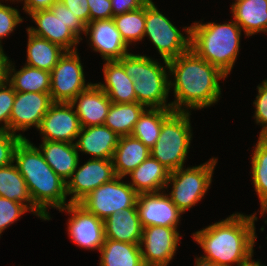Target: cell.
<instances>
[{
	"label": "cell",
	"mask_w": 267,
	"mask_h": 266,
	"mask_svg": "<svg viewBox=\"0 0 267 266\" xmlns=\"http://www.w3.org/2000/svg\"><path fill=\"white\" fill-rule=\"evenodd\" d=\"M19 13L18 9L14 7L0 4V49H3L1 45L2 38L9 36L16 26L23 22Z\"/></svg>",
	"instance_id": "74e56055"
},
{
	"label": "cell",
	"mask_w": 267,
	"mask_h": 266,
	"mask_svg": "<svg viewBox=\"0 0 267 266\" xmlns=\"http://www.w3.org/2000/svg\"><path fill=\"white\" fill-rule=\"evenodd\" d=\"M251 157L252 181L258 194L263 216L267 212V137L259 136Z\"/></svg>",
	"instance_id": "d6a6232c"
},
{
	"label": "cell",
	"mask_w": 267,
	"mask_h": 266,
	"mask_svg": "<svg viewBox=\"0 0 267 266\" xmlns=\"http://www.w3.org/2000/svg\"><path fill=\"white\" fill-rule=\"evenodd\" d=\"M105 84L96 83L112 103L137 102L134 83L118 61H105L103 66Z\"/></svg>",
	"instance_id": "7402d4cb"
},
{
	"label": "cell",
	"mask_w": 267,
	"mask_h": 266,
	"mask_svg": "<svg viewBox=\"0 0 267 266\" xmlns=\"http://www.w3.org/2000/svg\"><path fill=\"white\" fill-rule=\"evenodd\" d=\"M14 163L27 184L33 204L48 220L51 219L48 207L61 209L69 204L66 203V181L55 173L29 139H22L17 145Z\"/></svg>",
	"instance_id": "3957f363"
},
{
	"label": "cell",
	"mask_w": 267,
	"mask_h": 266,
	"mask_svg": "<svg viewBox=\"0 0 267 266\" xmlns=\"http://www.w3.org/2000/svg\"><path fill=\"white\" fill-rule=\"evenodd\" d=\"M23 10L29 15L38 10L50 9L58 0H22Z\"/></svg>",
	"instance_id": "7bdbcfd3"
},
{
	"label": "cell",
	"mask_w": 267,
	"mask_h": 266,
	"mask_svg": "<svg viewBox=\"0 0 267 266\" xmlns=\"http://www.w3.org/2000/svg\"><path fill=\"white\" fill-rule=\"evenodd\" d=\"M113 17L142 7L148 0H110Z\"/></svg>",
	"instance_id": "b9f144b4"
},
{
	"label": "cell",
	"mask_w": 267,
	"mask_h": 266,
	"mask_svg": "<svg viewBox=\"0 0 267 266\" xmlns=\"http://www.w3.org/2000/svg\"><path fill=\"white\" fill-rule=\"evenodd\" d=\"M118 62L124 67L126 74L132 78L134 92L139 104L146 108L172 109L166 103L169 88L168 61L162 66L157 60L146 55L129 53ZM167 69H166V68Z\"/></svg>",
	"instance_id": "5b68a950"
},
{
	"label": "cell",
	"mask_w": 267,
	"mask_h": 266,
	"mask_svg": "<svg viewBox=\"0 0 267 266\" xmlns=\"http://www.w3.org/2000/svg\"><path fill=\"white\" fill-rule=\"evenodd\" d=\"M58 210L67 211L71 215L67 220V231L73 243L86 250L101 249L105 240L104 220L96 217L80 203H69Z\"/></svg>",
	"instance_id": "4fadbf2b"
},
{
	"label": "cell",
	"mask_w": 267,
	"mask_h": 266,
	"mask_svg": "<svg viewBox=\"0 0 267 266\" xmlns=\"http://www.w3.org/2000/svg\"><path fill=\"white\" fill-rule=\"evenodd\" d=\"M0 196L14 202H21L31 210V213L42 220H48L33 204L27 184L14 162L0 167Z\"/></svg>",
	"instance_id": "4316f807"
},
{
	"label": "cell",
	"mask_w": 267,
	"mask_h": 266,
	"mask_svg": "<svg viewBox=\"0 0 267 266\" xmlns=\"http://www.w3.org/2000/svg\"><path fill=\"white\" fill-rule=\"evenodd\" d=\"M111 103L107 94L96 83H92L70 102L81 127L104 125Z\"/></svg>",
	"instance_id": "d6986e66"
},
{
	"label": "cell",
	"mask_w": 267,
	"mask_h": 266,
	"mask_svg": "<svg viewBox=\"0 0 267 266\" xmlns=\"http://www.w3.org/2000/svg\"><path fill=\"white\" fill-rule=\"evenodd\" d=\"M39 150L55 173L66 182L80 162L75 143L42 140Z\"/></svg>",
	"instance_id": "603a6c76"
},
{
	"label": "cell",
	"mask_w": 267,
	"mask_h": 266,
	"mask_svg": "<svg viewBox=\"0 0 267 266\" xmlns=\"http://www.w3.org/2000/svg\"><path fill=\"white\" fill-rule=\"evenodd\" d=\"M10 59L4 54V50L0 49V87L8 82V67Z\"/></svg>",
	"instance_id": "ee69618b"
},
{
	"label": "cell",
	"mask_w": 267,
	"mask_h": 266,
	"mask_svg": "<svg viewBox=\"0 0 267 266\" xmlns=\"http://www.w3.org/2000/svg\"><path fill=\"white\" fill-rule=\"evenodd\" d=\"M99 252L101 254L99 266H145L140 244L105 238Z\"/></svg>",
	"instance_id": "f1b7e54d"
},
{
	"label": "cell",
	"mask_w": 267,
	"mask_h": 266,
	"mask_svg": "<svg viewBox=\"0 0 267 266\" xmlns=\"http://www.w3.org/2000/svg\"><path fill=\"white\" fill-rule=\"evenodd\" d=\"M66 182L67 195H71L69 203H80L93 190L116 176L112 159L90 158L79 166Z\"/></svg>",
	"instance_id": "7c38bea8"
},
{
	"label": "cell",
	"mask_w": 267,
	"mask_h": 266,
	"mask_svg": "<svg viewBox=\"0 0 267 266\" xmlns=\"http://www.w3.org/2000/svg\"><path fill=\"white\" fill-rule=\"evenodd\" d=\"M150 156V149L132 135L119 137L112 162L116 176L124 178Z\"/></svg>",
	"instance_id": "d4e9b609"
},
{
	"label": "cell",
	"mask_w": 267,
	"mask_h": 266,
	"mask_svg": "<svg viewBox=\"0 0 267 266\" xmlns=\"http://www.w3.org/2000/svg\"><path fill=\"white\" fill-rule=\"evenodd\" d=\"M105 238L140 244L143 227L137 207H129L114 213L104 220Z\"/></svg>",
	"instance_id": "44dd1931"
},
{
	"label": "cell",
	"mask_w": 267,
	"mask_h": 266,
	"mask_svg": "<svg viewBox=\"0 0 267 266\" xmlns=\"http://www.w3.org/2000/svg\"><path fill=\"white\" fill-rule=\"evenodd\" d=\"M164 191L138 194L136 207L143 228L163 226L177 229L183 213Z\"/></svg>",
	"instance_id": "9a60e30c"
},
{
	"label": "cell",
	"mask_w": 267,
	"mask_h": 266,
	"mask_svg": "<svg viewBox=\"0 0 267 266\" xmlns=\"http://www.w3.org/2000/svg\"><path fill=\"white\" fill-rule=\"evenodd\" d=\"M146 107L138 102L111 103L104 125L118 136L131 135Z\"/></svg>",
	"instance_id": "4dcf8cb0"
},
{
	"label": "cell",
	"mask_w": 267,
	"mask_h": 266,
	"mask_svg": "<svg viewBox=\"0 0 267 266\" xmlns=\"http://www.w3.org/2000/svg\"><path fill=\"white\" fill-rule=\"evenodd\" d=\"M28 33L27 60L25 65L51 72L66 52L61 46L45 38Z\"/></svg>",
	"instance_id": "83f0119b"
},
{
	"label": "cell",
	"mask_w": 267,
	"mask_h": 266,
	"mask_svg": "<svg viewBox=\"0 0 267 266\" xmlns=\"http://www.w3.org/2000/svg\"><path fill=\"white\" fill-rule=\"evenodd\" d=\"M8 83L16 92L49 93L51 88L50 72L24 65L15 70L10 61L8 67Z\"/></svg>",
	"instance_id": "f546056e"
},
{
	"label": "cell",
	"mask_w": 267,
	"mask_h": 266,
	"mask_svg": "<svg viewBox=\"0 0 267 266\" xmlns=\"http://www.w3.org/2000/svg\"><path fill=\"white\" fill-rule=\"evenodd\" d=\"M16 96V91L7 82L0 87V122H4L0 129L10 132V115Z\"/></svg>",
	"instance_id": "f35d334b"
},
{
	"label": "cell",
	"mask_w": 267,
	"mask_h": 266,
	"mask_svg": "<svg viewBox=\"0 0 267 266\" xmlns=\"http://www.w3.org/2000/svg\"><path fill=\"white\" fill-rule=\"evenodd\" d=\"M87 2L90 10V21L113 18L110 0H87Z\"/></svg>",
	"instance_id": "ab89813d"
},
{
	"label": "cell",
	"mask_w": 267,
	"mask_h": 266,
	"mask_svg": "<svg viewBox=\"0 0 267 266\" xmlns=\"http://www.w3.org/2000/svg\"><path fill=\"white\" fill-rule=\"evenodd\" d=\"M172 112V109L146 108L136 122L131 135L151 149L158 140L163 121Z\"/></svg>",
	"instance_id": "1f68e13d"
},
{
	"label": "cell",
	"mask_w": 267,
	"mask_h": 266,
	"mask_svg": "<svg viewBox=\"0 0 267 266\" xmlns=\"http://www.w3.org/2000/svg\"><path fill=\"white\" fill-rule=\"evenodd\" d=\"M258 94L253 105L255 106L254 118L256 124L262 128L259 136L267 137V80H263L261 85L257 86Z\"/></svg>",
	"instance_id": "8d00e7d4"
},
{
	"label": "cell",
	"mask_w": 267,
	"mask_h": 266,
	"mask_svg": "<svg viewBox=\"0 0 267 266\" xmlns=\"http://www.w3.org/2000/svg\"><path fill=\"white\" fill-rule=\"evenodd\" d=\"M179 235L177 229L171 227L148 226L143 228L140 248L144 265L167 266L176 253L181 237Z\"/></svg>",
	"instance_id": "5bb4252c"
},
{
	"label": "cell",
	"mask_w": 267,
	"mask_h": 266,
	"mask_svg": "<svg viewBox=\"0 0 267 266\" xmlns=\"http://www.w3.org/2000/svg\"><path fill=\"white\" fill-rule=\"evenodd\" d=\"M190 28H183L187 34L184 36L169 18L157 9L152 0L145 3L144 37L147 36L151 40L163 61L177 58L190 49Z\"/></svg>",
	"instance_id": "9c48e42d"
},
{
	"label": "cell",
	"mask_w": 267,
	"mask_h": 266,
	"mask_svg": "<svg viewBox=\"0 0 267 266\" xmlns=\"http://www.w3.org/2000/svg\"><path fill=\"white\" fill-rule=\"evenodd\" d=\"M54 102L50 93L16 92L11 115L10 132L39 128L43 117Z\"/></svg>",
	"instance_id": "e0dca14e"
},
{
	"label": "cell",
	"mask_w": 267,
	"mask_h": 266,
	"mask_svg": "<svg viewBox=\"0 0 267 266\" xmlns=\"http://www.w3.org/2000/svg\"><path fill=\"white\" fill-rule=\"evenodd\" d=\"M28 211L31 210L21 202H14L0 196V236L8 226L14 224L22 214Z\"/></svg>",
	"instance_id": "e575fe53"
},
{
	"label": "cell",
	"mask_w": 267,
	"mask_h": 266,
	"mask_svg": "<svg viewBox=\"0 0 267 266\" xmlns=\"http://www.w3.org/2000/svg\"><path fill=\"white\" fill-rule=\"evenodd\" d=\"M29 16L37 25V28H26L30 33L45 38L66 51L78 50L76 45L83 40L80 35L85 33L86 25L63 2L58 0L50 9L38 10Z\"/></svg>",
	"instance_id": "8992f818"
},
{
	"label": "cell",
	"mask_w": 267,
	"mask_h": 266,
	"mask_svg": "<svg viewBox=\"0 0 267 266\" xmlns=\"http://www.w3.org/2000/svg\"><path fill=\"white\" fill-rule=\"evenodd\" d=\"M122 177L102 184L80 204L96 217L105 220L110 215L129 207H136L138 193L129 183L121 181Z\"/></svg>",
	"instance_id": "30bf717a"
},
{
	"label": "cell",
	"mask_w": 267,
	"mask_h": 266,
	"mask_svg": "<svg viewBox=\"0 0 267 266\" xmlns=\"http://www.w3.org/2000/svg\"><path fill=\"white\" fill-rule=\"evenodd\" d=\"M73 106L66 102H54L38 128L43 140L74 143L81 130L79 118Z\"/></svg>",
	"instance_id": "2e32d148"
},
{
	"label": "cell",
	"mask_w": 267,
	"mask_h": 266,
	"mask_svg": "<svg viewBox=\"0 0 267 266\" xmlns=\"http://www.w3.org/2000/svg\"><path fill=\"white\" fill-rule=\"evenodd\" d=\"M128 175L129 184L138 194L151 193L166 189L170 171L150 155Z\"/></svg>",
	"instance_id": "484cf974"
},
{
	"label": "cell",
	"mask_w": 267,
	"mask_h": 266,
	"mask_svg": "<svg viewBox=\"0 0 267 266\" xmlns=\"http://www.w3.org/2000/svg\"><path fill=\"white\" fill-rule=\"evenodd\" d=\"M231 12L245 36L267 33V0H237L232 3Z\"/></svg>",
	"instance_id": "cb8c5ba5"
},
{
	"label": "cell",
	"mask_w": 267,
	"mask_h": 266,
	"mask_svg": "<svg viewBox=\"0 0 267 266\" xmlns=\"http://www.w3.org/2000/svg\"><path fill=\"white\" fill-rule=\"evenodd\" d=\"M218 159L210 158L199 166L179 168L170 172L166 189L172 184V190L167 194L177 208L184 213L201 201L206 195Z\"/></svg>",
	"instance_id": "ba28073f"
},
{
	"label": "cell",
	"mask_w": 267,
	"mask_h": 266,
	"mask_svg": "<svg viewBox=\"0 0 267 266\" xmlns=\"http://www.w3.org/2000/svg\"><path fill=\"white\" fill-rule=\"evenodd\" d=\"M169 88L175 100L170 102L173 111L203 109L220 100V79L227 77L219 68L199 57L192 49L168 61Z\"/></svg>",
	"instance_id": "6da1fadb"
},
{
	"label": "cell",
	"mask_w": 267,
	"mask_h": 266,
	"mask_svg": "<svg viewBox=\"0 0 267 266\" xmlns=\"http://www.w3.org/2000/svg\"><path fill=\"white\" fill-rule=\"evenodd\" d=\"M256 213L243 215L234 213L219 222L193 233L205 256H200L221 266H238L254 254L257 238Z\"/></svg>",
	"instance_id": "7a4b0ae2"
},
{
	"label": "cell",
	"mask_w": 267,
	"mask_h": 266,
	"mask_svg": "<svg viewBox=\"0 0 267 266\" xmlns=\"http://www.w3.org/2000/svg\"><path fill=\"white\" fill-rule=\"evenodd\" d=\"M117 30L128 46L142 41L145 31V4L139 9L119 14L113 17Z\"/></svg>",
	"instance_id": "836d02e7"
},
{
	"label": "cell",
	"mask_w": 267,
	"mask_h": 266,
	"mask_svg": "<svg viewBox=\"0 0 267 266\" xmlns=\"http://www.w3.org/2000/svg\"><path fill=\"white\" fill-rule=\"evenodd\" d=\"M84 34L90 36V46L100 53L104 61H118L129 54V46L117 30L113 18L90 21Z\"/></svg>",
	"instance_id": "ac0fdd59"
},
{
	"label": "cell",
	"mask_w": 267,
	"mask_h": 266,
	"mask_svg": "<svg viewBox=\"0 0 267 266\" xmlns=\"http://www.w3.org/2000/svg\"><path fill=\"white\" fill-rule=\"evenodd\" d=\"M83 66L78 51H66L51 70L50 95L53 102L70 103L92 83H85Z\"/></svg>",
	"instance_id": "8fae6325"
},
{
	"label": "cell",
	"mask_w": 267,
	"mask_h": 266,
	"mask_svg": "<svg viewBox=\"0 0 267 266\" xmlns=\"http://www.w3.org/2000/svg\"><path fill=\"white\" fill-rule=\"evenodd\" d=\"M195 265L194 266H221L220 264H217L216 262H211L210 260H207L202 257L195 258Z\"/></svg>",
	"instance_id": "f6af8a7d"
},
{
	"label": "cell",
	"mask_w": 267,
	"mask_h": 266,
	"mask_svg": "<svg viewBox=\"0 0 267 266\" xmlns=\"http://www.w3.org/2000/svg\"><path fill=\"white\" fill-rule=\"evenodd\" d=\"M253 256H251L248 260H246L245 262L243 263H240L238 266H265V265H261L260 263V260L258 261H254L252 259Z\"/></svg>",
	"instance_id": "bcb514c9"
},
{
	"label": "cell",
	"mask_w": 267,
	"mask_h": 266,
	"mask_svg": "<svg viewBox=\"0 0 267 266\" xmlns=\"http://www.w3.org/2000/svg\"><path fill=\"white\" fill-rule=\"evenodd\" d=\"M190 112L173 111L164 121L150 155L170 172L184 167L192 140Z\"/></svg>",
	"instance_id": "52a82bcc"
},
{
	"label": "cell",
	"mask_w": 267,
	"mask_h": 266,
	"mask_svg": "<svg viewBox=\"0 0 267 266\" xmlns=\"http://www.w3.org/2000/svg\"><path fill=\"white\" fill-rule=\"evenodd\" d=\"M22 139H26L21 133L13 134L8 130L0 129V167L14 162V153Z\"/></svg>",
	"instance_id": "d590c367"
},
{
	"label": "cell",
	"mask_w": 267,
	"mask_h": 266,
	"mask_svg": "<svg viewBox=\"0 0 267 266\" xmlns=\"http://www.w3.org/2000/svg\"><path fill=\"white\" fill-rule=\"evenodd\" d=\"M190 27V49L228 76L240 51L241 27L235 21L194 22Z\"/></svg>",
	"instance_id": "277c9868"
},
{
	"label": "cell",
	"mask_w": 267,
	"mask_h": 266,
	"mask_svg": "<svg viewBox=\"0 0 267 266\" xmlns=\"http://www.w3.org/2000/svg\"><path fill=\"white\" fill-rule=\"evenodd\" d=\"M85 25L90 22V10L87 0H60Z\"/></svg>",
	"instance_id": "60d3db41"
},
{
	"label": "cell",
	"mask_w": 267,
	"mask_h": 266,
	"mask_svg": "<svg viewBox=\"0 0 267 266\" xmlns=\"http://www.w3.org/2000/svg\"><path fill=\"white\" fill-rule=\"evenodd\" d=\"M119 137L105 125L81 127L75 145L79 153L92 155V159H112Z\"/></svg>",
	"instance_id": "ffe728a7"
}]
</instances>
